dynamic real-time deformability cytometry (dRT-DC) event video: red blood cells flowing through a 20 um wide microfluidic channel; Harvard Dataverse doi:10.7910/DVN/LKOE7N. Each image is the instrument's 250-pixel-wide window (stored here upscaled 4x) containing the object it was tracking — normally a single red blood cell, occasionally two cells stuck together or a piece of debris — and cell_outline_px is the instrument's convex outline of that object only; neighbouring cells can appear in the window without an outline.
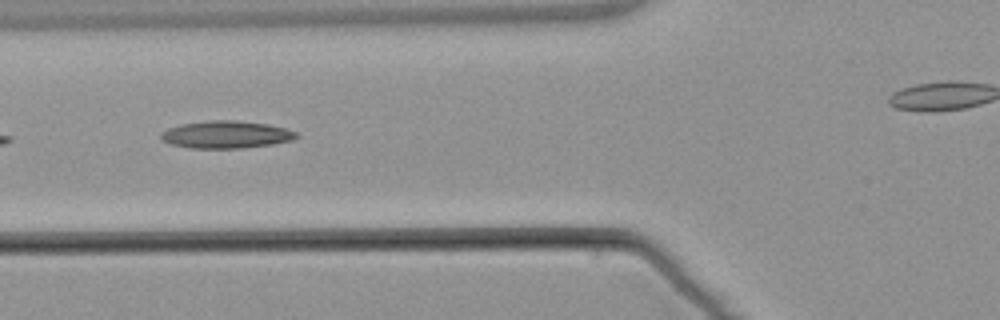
{"species": "common noctule bat (a hibernating species)", "species_latin": "Nyctalus noctula", "temperature_condition": "warm", "stored_images_in_passage": 8, "camera_frame_rate_fps": 3000, "um_per_image_px": 0.085, "animal": {"sex": "male", "body_mass_g": 21.5, "forearm_length_mm": 52.0}, "frame": {"image": 1, "passage_image": 6, "time_ms": 5.667, "image_size_px": [1000, 320], "cell_outline_px": [[300, 136], [292, 140], [272, 144], [244, 148], [188, 148], [172, 144], [160, 140], [160, 132], [168, 128], [180, 124], [212, 120], [236, 120], [268, 124], [284, 128], [296, 132]], "centroid_in_image_um": [19.19, 11.44], "position_along_channel_um": 106.6, "area_um2": 21.73}}